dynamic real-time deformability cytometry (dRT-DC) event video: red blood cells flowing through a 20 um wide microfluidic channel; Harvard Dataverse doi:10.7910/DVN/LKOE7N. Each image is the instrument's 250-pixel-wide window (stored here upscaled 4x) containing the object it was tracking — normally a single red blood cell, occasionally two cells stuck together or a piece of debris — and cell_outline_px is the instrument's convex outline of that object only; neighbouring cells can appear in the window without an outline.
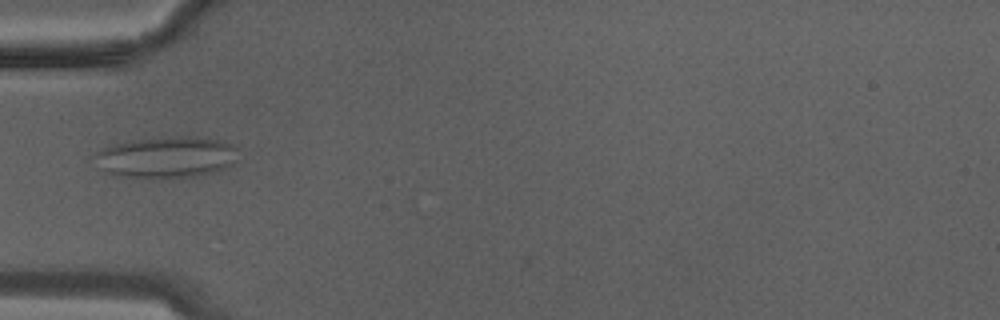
{"species": "Egyptian fruit bat (a non-hibernating species)", "species_latin": "Rousettus aegyptiacus", "temperature_condition": "warm", "stored_images_in_passage": 5, "camera_frame_rate_fps": 3000, "um_per_image_px": 0.085, "animal": {"sex": "male"}, "frame": {"image": 1, "passage_image": 2, "time_ms": 0.333, "image_size_px": [1000, 320], "cell_outline_px": [[240, 148], [232, 164], [228, 168], [216, 172], [196, 176], [148, 180], [120, 176], [108, 172], [104, 168], [96, 156], [96, 152], [112, 144], [132, 140], [184, 136], [224, 140]], "centroid_in_image_um": [14.24, 13.38], "position_along_channel_um": 70.8, "area_um2": 34.8}}